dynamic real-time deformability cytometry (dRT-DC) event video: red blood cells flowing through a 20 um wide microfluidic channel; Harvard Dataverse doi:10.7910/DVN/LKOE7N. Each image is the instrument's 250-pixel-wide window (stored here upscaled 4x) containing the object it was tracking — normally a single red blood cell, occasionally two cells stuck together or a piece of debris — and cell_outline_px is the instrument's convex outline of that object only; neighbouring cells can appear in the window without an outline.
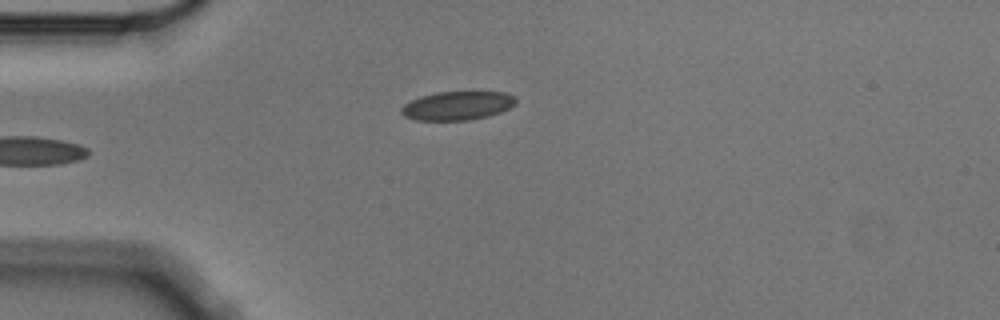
{"species": "Egyptian fruit bat (a non-hibernating species)", "species_latin": "Rousettus aegyptiacus", "temperature_condition": "cold", "stored_images_in_passage": 5, "camera_frame_rate_fps": 3000, "um_per_image_px": 0.085, "animal": {"sex": "male"}, "frame": {"image": 1, "passage_image": 5, "time_ms": 1.333, "image_size_px": [1000, 320], "cell_outline_px": [[516, 104], [500, 112], [488, 116], [468, 120], [416, 120], [404, 116], [400, 112], [400, 108], [404, 104], [420, 96], [436, 92], [508, 92], [516, 96]], "centroid_in_image_um": [38.88, 8.97], "position_along_channel_um": 46.1, "area_um2": 19.25}}